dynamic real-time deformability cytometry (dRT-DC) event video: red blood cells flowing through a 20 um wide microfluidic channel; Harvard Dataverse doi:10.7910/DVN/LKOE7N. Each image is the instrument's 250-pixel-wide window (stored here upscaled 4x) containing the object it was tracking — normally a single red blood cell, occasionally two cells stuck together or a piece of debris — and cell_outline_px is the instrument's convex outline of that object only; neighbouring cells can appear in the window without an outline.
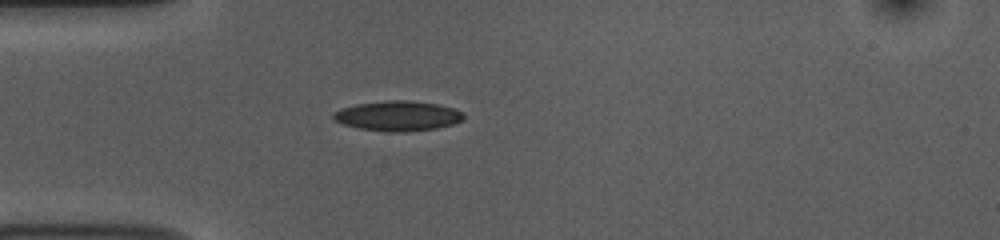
{"species": "common noctule bat (a hibernating species)", "species_latin": "Nyctalus noctula", "temperature_condition": "room temperature", "stored_images_in_passage": 39, "camera_frame_rate_fps": 3000, "um_per_image_px": 0.085, "animal": {"sex": "female", "body_mass_g": 10.0, "forearm_length_mm": 53.1}, "frame": {"image": 1, "passage_image": 1, "time_ms": 0.0, "image_size_px": [1000, 240], "cell_outline_px": [[464, 116], [456, 124], [436, 128], [404, 132], [384, 132], [360, 128], [344, 124], [332, 120], [332, 112], [340, 108], [356, 104], [384, 100], [408, 100], [436, 104], [452, 108], [464, 112]], "centroid_in_image_um": [33.77, 9.85], "position_along_channel_um": 51.2, "area_um2": 22.95}}
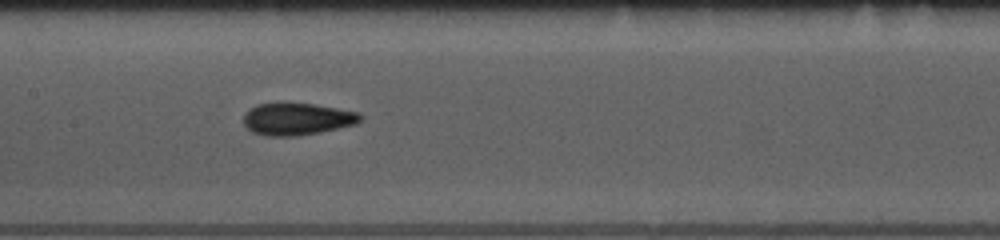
{"frame": {"image": 2, "passage_image": 12, "time_ms": 3.667, "image_size_px": [1000, 240], "cell_outline_px": [[364, 116], [356, 124], [320, 132], [296, 136], [268, 136], [252, 132], [244, 124], [244, 112], [248, 108], [256, 104], [276, 100], [312, 104], [360, 112]], "centroid_in_image_um": [25.2, 10.07], "position_along_channel_um": 182.2, "area_um2": 22.54}}
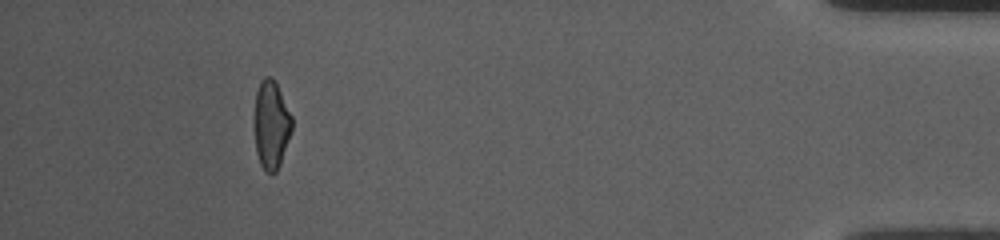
{"frame": {"image": 3, "passage_image": 35, "time_ms": 11.333, "image_size_px": [1000, 240], "cell_outline_px": [[292, 128], [280, 164], [276, 172], [268, 172], [260, 164], [256, 152], [252, 124], [252, 120], [256, 92], [260, 80], [264, 76], [272, 76], [292, 116]], "centroid_in_image_um": [23.0, 10.57], "position_along_channel_um": 412.2, "area_um2": 19.65}, "authors_computed_cell_mechanics": {"area_um2": 20.6346, "velocity_mm_per_s": 3.7933, "shape_relaxation_time_tau1_ms": 6.0571, "shape_relaxation_time_tau2_ms": 2.578, "deformation_change_tau1": 0.1615, "deformation_change_tau2": 0.087}}